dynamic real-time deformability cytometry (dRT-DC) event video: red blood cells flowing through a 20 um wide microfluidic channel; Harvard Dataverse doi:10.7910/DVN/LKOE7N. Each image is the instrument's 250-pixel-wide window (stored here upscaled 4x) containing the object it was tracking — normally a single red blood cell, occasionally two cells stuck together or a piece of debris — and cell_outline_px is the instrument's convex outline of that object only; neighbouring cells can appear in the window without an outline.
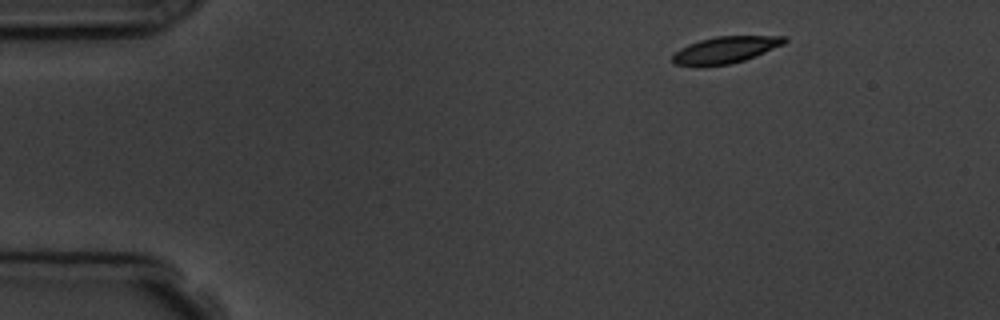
{"species": "common noctule bat (a hibernating species)", "species_latin": "Nyctalus noctula", "temperature_condition": "room temperature", "stored_images_in_passage": 15, "camera_frame_rate_fps": 3000, "um_per_image_px": 0.085, "animal": {"sex": "male", "body_mass_g": 19.5, "forearm_length_mm": 54.6}, "frame": {"image": 1, "passage_image": 1, "time_ms": 0.0, "image_size_px": [1000, 320], "cell_outline_px": [[788, 40], [784, 44], [744, 60], [728, 64], [672, 64], [672, 56], [680, 48], [688, 44], [700, 40], [716, 36], [784, 36]], "centroid_in_image_um": [61.68, 4.2], "position_along_channel_um": 23.3, "area_um2": 16.82}}
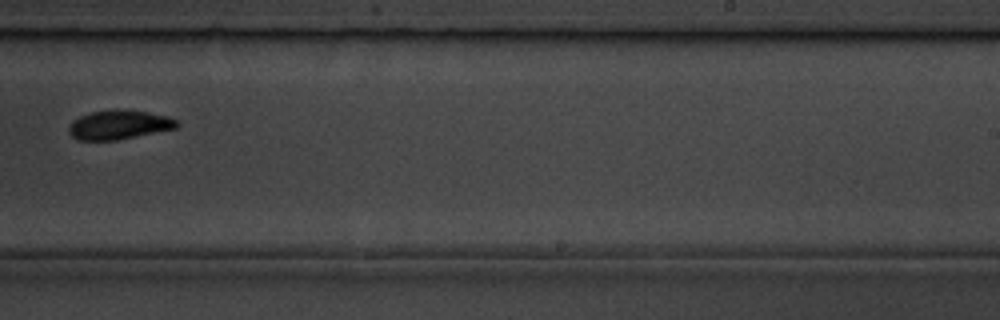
{"frame": {"image": 2, "passage_image": 9, "time_ms": 9.0, "image_size_px": [1000, 320], "cell_outline_px": [[180, 124], [176, 128], [116, 140], [76, 140], [68, 132], [68, 128], [72, 120], [80, 116], [92, 112], [112, 108], [116, 108], [148, 112], [168, 116], [176, 120]], "centroid_in_image_um": [10.09, 10.59], "position_along_channel_um": 278.9, "area_um2": 18.5}}
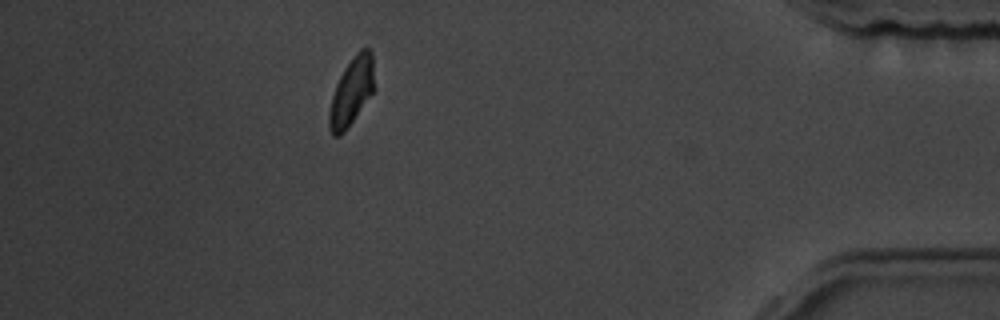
{"frame": {"image": 3, "passage_image": 13, "time_ms": 13.667, "image_size_px": [1000, 320], "cell_outline_px": [[372, 92], [344, 132], [340, 136], [332, 136], [328, 128], [328, 112], [332, 96], [336, 84], [344, 68], [356, 52], [360, 48], [368, 48], [372, 52]], "centroid_in_image_um": [29.82, 7.8], "position_along_channel_um": 405.4, "area_um2": 17.34}, "authors_computed_cell_mechanics": {"area_um2": 18.4382, "velocity_mm_per_s": 3.728, "shape_relaxation_time_tau1_ms": 2.1907, "shape_relaxation_time_tau2_ms": null, "deformation_change_tau1": 0.063, "deformation_change_tau2": null}}